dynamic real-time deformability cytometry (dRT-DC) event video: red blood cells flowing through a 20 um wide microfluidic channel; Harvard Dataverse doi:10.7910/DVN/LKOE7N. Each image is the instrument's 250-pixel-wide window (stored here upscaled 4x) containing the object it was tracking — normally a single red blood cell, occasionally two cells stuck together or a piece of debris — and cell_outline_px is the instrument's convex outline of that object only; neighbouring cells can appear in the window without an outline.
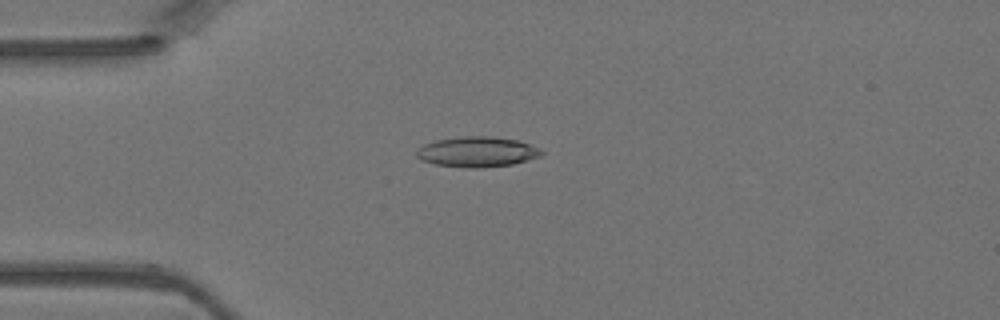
{"species": "Egyptian fruit bat (a non-hibernating species)", "species_latin": "Rousettus aegyptiacus", "temperature_condition": "warm", "stored_images_in_passage": 3, "camera_frame_rate_fps": 3000, "um_per_image_px": 0.085, "animal": {"sex": "female"}, "frame": {"image": 1, "passage_image": 2, "time_ms": 0.333, "image_size_px": [1000, 320], "cell_outline_px": [[544, 152], [540, 156], [512, 164], [480, 168], [468, 168], [436, 164], [420, 160], [416, 156], [416, 148], [424, 144], [436, 140], [460, 136], [492, 136], [516, 140], [540, 148]], "centroid_in_image_um": [40.52, 12.9], "position_along_channel_um": 44.5, "area_um2": 22.08}}